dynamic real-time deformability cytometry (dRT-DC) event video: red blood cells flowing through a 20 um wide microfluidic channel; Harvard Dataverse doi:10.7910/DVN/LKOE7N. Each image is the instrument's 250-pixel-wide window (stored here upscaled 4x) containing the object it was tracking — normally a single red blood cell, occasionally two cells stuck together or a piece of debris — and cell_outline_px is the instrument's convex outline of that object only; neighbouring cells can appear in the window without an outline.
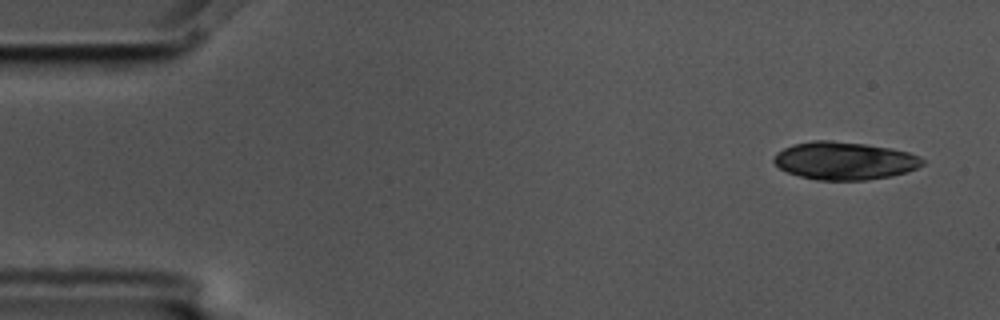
{"species": "common noctule bat (a hibernating species)", "species_latin": "Nyctalus noctula", "temperature_condition": "cold", "stored_images_in_passage": 16, "camera_frame_rate_fps": 3000, "um_per_image_px": 0.085, "animal": {"sex": "male", "body_mass_g": 17.5, "forearm_length_mm": 52.3}, "frame": {"image": 1, "passage_image": 1, "time_ms": 0.0, "image_size_px": [1000, 320], "cell_outline_px": [[924, 164], [916, 168], [892, 176], [864, 180], [816, 180], [800, 176], [788, 172], [780, 168], [772, 160], [776, 152], [792, 144], [812, 140], [832, 140], [864, 144], [892, 148], [908, 152], [920, 156], [924, 160]], "centroid_in_image_um": [71.76, 13.65], "position_along_channel_um": 13.2, "area_um2": 32.83}}